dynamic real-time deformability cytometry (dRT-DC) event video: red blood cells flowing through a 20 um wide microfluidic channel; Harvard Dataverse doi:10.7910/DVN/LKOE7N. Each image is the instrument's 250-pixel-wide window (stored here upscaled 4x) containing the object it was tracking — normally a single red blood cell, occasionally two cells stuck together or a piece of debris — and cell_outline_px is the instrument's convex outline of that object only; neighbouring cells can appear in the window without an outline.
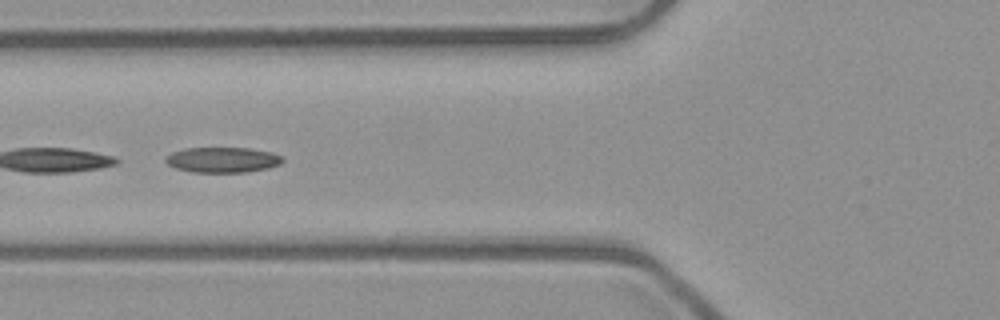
{"species": "common noctule bat (a hibernating species)", "species_latin": "Nyctalus noctula", "temperature_condition": "room temperature", "stored_images_in_passage": 8, "camera_frame_rate_fps": 3000, "um_per_image_px": 0.085, "animal": {"sex": "male", "body_mass_g": 23.1, "forearm_length_mm": 52.7}, "frame": {"image": 1, "passage_image": 6, "time_ms": 1.667, "image_size_px": [1000, 320], "cell_outline_px": [[284, 160], [280, 164], [268, 168], [248, 172], [192, 172], [176, 168], [168, 164], [164, 160], [172, 152], [184, 148], [248, 148], [272, 152], [284, 156]], "centroid_in_image_um": [18.96, 13.58], "position_along_channel_um": 106.8, "area_um2": 17.34}}
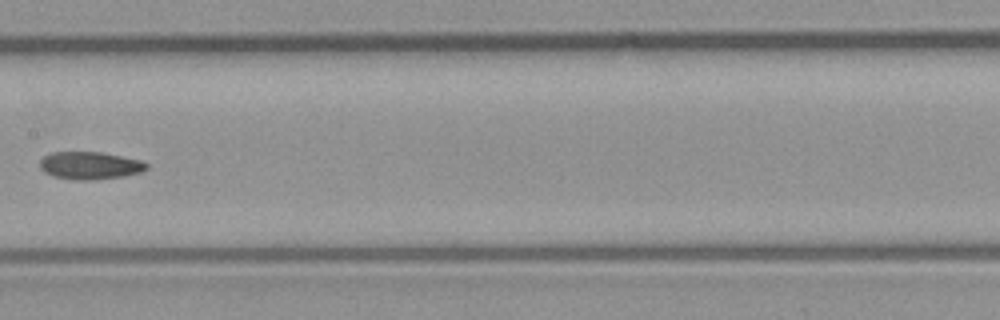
{"frame": {"image": 2, "passage_image": 8, "time_ms": 2.333, "image_size_px": [1000, 320], "cell_outline_px": [[148, 168], [140, 172], [124, 176], [92, 180], [76, 180], [52, 176], [44, 172], [40, 168], [40, 160], [44, 156], [52, 152], [100, 152], [140, 160], [148, 164]], "centroid_in_image_um": [7.62, 14.07], "position_along_channel_um": 199.8, "area_um2": 17.11}}